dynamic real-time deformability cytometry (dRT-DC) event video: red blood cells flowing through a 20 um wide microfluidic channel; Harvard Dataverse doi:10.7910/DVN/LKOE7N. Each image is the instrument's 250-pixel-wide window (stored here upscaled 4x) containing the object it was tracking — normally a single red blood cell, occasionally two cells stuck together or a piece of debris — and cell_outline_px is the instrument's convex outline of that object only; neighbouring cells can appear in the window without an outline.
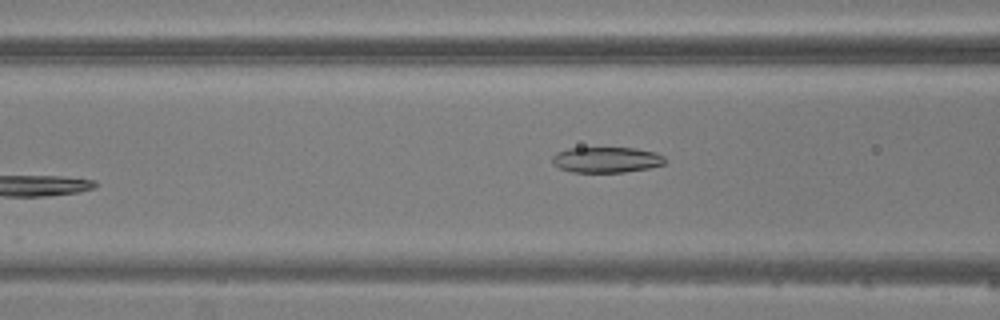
{"species": "common noctule bat (a hibernating species)", "species_latin": "Nyctalus noctula", "temperature_condition": "warm", "stored_images_in_passage": 5, "camera_frame_rate_fps": 3000, "um_per_image_px": 0.085, "animal": {"sex": "male", "body_mass_g": 20.5, "forearm_length_mm": 52.5}, "frame": {"image": 1, "passage_image": 5, "time_ms": 4.667, "image_size_px": [1000, 320], "cell_outline_px": [[664, 164], [648, 168], [624, 172], [572, 172], [560, 168], [552, 164], [552, 156], [556, 152], [568, 148], [632, 148], [656, 152], [664, 156]], "centroid_in_image_um": [51.51, 13.58], "position_along_channel_um": 115.1, "area_um2": 16.82}}